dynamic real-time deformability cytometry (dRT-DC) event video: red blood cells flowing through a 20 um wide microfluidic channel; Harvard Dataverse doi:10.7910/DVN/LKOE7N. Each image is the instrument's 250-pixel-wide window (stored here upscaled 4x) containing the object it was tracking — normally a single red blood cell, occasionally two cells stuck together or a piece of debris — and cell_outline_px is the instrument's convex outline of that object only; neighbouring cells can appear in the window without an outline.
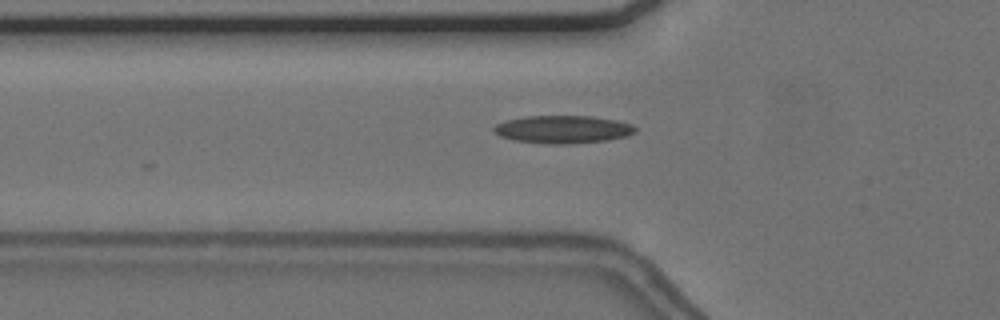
{"species": "common noctule bat (a hibernating species)", "species_latin": "Nyctalus noctula", "temperature_condition": "cold", "stored_images_in_passage": 2, "camera_frame_rate_fps": 3000, "um_per_image_px": 0.085, "animal": {"sex": "female", "body_mass_g": 24.6, "forearm_length_mm": 56.2}, "frame": {"image": 1, "passage_image": 2, "time_ms": 0.333, "image_size_px": [1000, 320], "cell_outline_px": [[636, 132], [628, 136], [608, 140], [568, 144], [548, 144], [512, 140], [500, 136], [492, 132], [492, 128], [496, 124], [504, 120], [524, 116], [592, 116], [616, 120], [632, 124], [636, 128]], "centroid_in_image_um": [47.82, 11.0], "position_along_channel_um": 78.0, "area_um2": 23.24}}